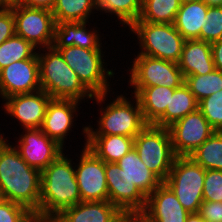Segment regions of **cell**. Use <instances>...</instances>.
<instances>
[{"mask_svg": "<svg viewBox=\"0 0 222 222\" xmlns=\"http://www.w3.org/2000/svg\"><path fill=\"white\" fill-rule=\"evenodd\" d=\"M129 70L131 87L165 86L178 88L185 78L178 63L154 58L146 55H135Z\"/></svg>", "mask_w": 222, "mask_h": 222, "instance_id": "obj_9", "label": "cell"}, {"mask_svg": "<svg viewBox=\"0 0 222 222\" xmlns=\"http://www.w3.org/2000/svg\"><path fill=\"white\" fill-rule=\"evenodd\" d=\"M199 102L222 89V71L214 69L205 75H190L184 82Z\"/></svg>", "mask_w": 222, "mask_h": 222, "instance_id": "obj_32", "label": "cell"}, {"mask_svg": "<svg viewBox=\"0 0 222 222\" xmlns=\"http://www.w3.org/2000/svg\"><path fill=\"white\" fill-rule=\"evenodd\" d=\"M108 201L125 215H139L145 208L147 197L114 162H105Z\"/></svg>", "mask_w": 222, "mask_h": 222, "instance_id": "obj_12", "label": "cell"}, {"mask_svg": "<svg viewBox=\"0 0 222 222\" xmlns=\"http://www.w3.org/2000/svg\"><path fill=\"white\" fill-rule=\"evenodd\" d=\"M97 10V0H56L52 9L55 22H88Z\"/></svg>", "mask_w": 222, "mask_h": 222, "instance_id": "obj_27", "label": "cell"}, {"mask_svg": "<svg viewBox=\"0 0 222 222\" xmlns=\"http://www.w3.org/2000/svg\"><path fill=\"white\" fill-rule=\"evenodd\" d=\"M125 214L109 201H81L63 210L58 222H118Z\"/></svg>", "mask_w": 222, "mask_h": 222, "instance_id": "obj_19", "label": "cell"}, {"mask_svg": "<svg viewBox=\"0 0 222 222\" xmlns=\"http://www.w3.org/2000/svg\"><path fill=\"white\" fill-rule=\"evenodd\" d=\"M87 22H61L55 26L54 48L78 46L84 49H102L99 30L87 29ZM102 47V48H101Z\"/></svg>", "mask_w": 222, "mask_h": 222, "instance_id": "obj_20", "label": "cell"}, {"mask_svg": "<svg viewBox=\"0 0 222 222\" xmlns=\"http://www.w3.org/2000/svg\"><path fill=\"white\" fill-rule=\"evenodd\" d=\"M79 158V163L75 165V177L81 201H108L105 162L86 145Z\"/></svg>", "mask_w": 222, "mask_h": 222, "instance_id": "obj_11", "label": "cell"}, {"mask_svg": "<svg viewBox=\"0 0 222 222\" xmlns=\"http://www.w3.org/2000/svg\"><path fill=\"white\" fill-rule=\"evenodd\" d=\"M62 153L41 171V193L36 221H48L81 202L72 159Z\"/></svg>", "mask_w": 222, "mask_h": 222, "instance_id": "obj_2", "label": "cell"}, {"mask_svg": "<svg viewBox=\"0 0 222 222\" xmlns=\"http://www.w3.org/2000/svg\"><path fill=\"white\" fill-rule=\"evenodd\" d=\"M208 6H222V0H202Z\"/></svg>", "mask_w": 222, "mask_h": 222, "instance_id": "obj_43", "label": "cell"}, {"mask_svg": "<svg viewBox=\"0 0 222 222\" xmlns=\"http://www.w3.org/2000/svg\"><path fill=\"white\" fill-rule=\"evenodd\" d=\"M205 169L189 156H176L164 183L189 213L199 212L203 202Z\"/></svg>", "mask_w": 222, "mask_h": 222, "instance_id": "obj_7", "label": "cell"}, {"mask_svg": "<svg viewBox=\"0 0 222 222\" xmlns=\"http://www.w3.org/2000/svg\"><path fill=\"white\" fill-rule=\"evenodd\" d=\"M203 201L222 202L221 170H205Z\"/></svg>", "mask_w": 222, "mask_h": 222, "instance_id": "obj_36", "label": "cell"}, {"mask_svg": "<svg viewBox=\"0 0 222 222\" xmlns=\"http://www.w3.org/2000/svg\"><path fill=\"white\" fill-rule=\"evenodd\" d=\"M118 222H141V218L139 215H125L120 221Z\"/></svg>", "mask_w": 222, "mask_h": 222, "instance_id": "obj_42", "label": "cell"}, {"mask_svg": "<svg viewBox=\"0 0 222 222\" xmlns=\"http://www.w3.org/2000/svg\"><path fill=\"white\" fill-rule=\"evenodd\" d=\"M38 50L41 90L52 99H73L81 102L83 99L85 101V98L94 99V95L82 84L59 50L53 46ZM41 50L45 53H41Z\"/></svg>", "mask_w": 222, "mask_h": 222, "instance_id": "obj_3", "label": "cell"}, {"mask_svg": "<svg viewBox=\"0 0 222 222\" xmlns=\"http://www.w3.org/2000/svg\"><path fill=\"white\" fill-rule=\"evenodd\" d=\"M198 103L194 95L190 92L189 87L183 83L180 87L175 88L173 95H170L169 106H167L164 115L154 126L170 127L187 114L197 110Z\"/></svg>", "mask_w": 222, "mask_h": 222, "instance_id": "obj_26", "label": "cell"}, {"mask_svg": "<svg viewBox=\"0 0 222 222\" xmlns=\"http://www.w3.org/2000/svg\"><path fill=\"white\" fill-rule=\"evenodd\" d=\"M189 157L205 170L222 171V131L213 132Z\"/></svg>", "mask_w": 222, "mask_h": 222, "instance_id": "obj_29", "label": "cell"}, {"mask_svg": "<svg viewBox=\"0 0 222 222\" xmlns=\"http://www.w3.org/2000/svg\"><path fill=\"white\" fill-rule=\"evenodd\" d=\"M134 149L147 168L164 182L176 158L169 129L147 125L134 138Z\"/></svg>", "mask_w": 222, "mask_h": 222, "instance_id": "obj_8", "label": "cell"}, {"mask_svg": "<svg viewBox=\"0 0 222 222\" xmlns=\"http://www.w3.org/2000/svg\"><path fill=\"white\" fill-rule=\"evenodd\" d=\"M0 134V193L4 200L39 210L41 171L28 165L14 145ZM9 142V143H8Z\"/></svg>", "mask_w": 222, "mask_h": 222, "instance_id": "obj_1", "label": "cell"}, {"mask_svg": "<svg viewBox=\"0 0 222 222\" xmlns=\"http://www.w3.org/2000/svg\"><path fill=\"white\" fill-rule=\"evenodd\" d=\"M132 95L138 99L143 117L148 125H154L169 106L170 95L175 88L165 86L133 87Z\"/></svg>", "mask_w": 222, "mask_h": 222, "instance_id": "obj_23", "label": "cell"}, {"mask_svg": "<svg viewBox=\"0 0 222 222\" xmlns=\"http://www.w3.org/2000/svg\"><path fill=\"white\" fill-rule=\"evenodd\" d=\"M180 0H142L140 20L151 23L174 24Z\"/></svg>", "mask_w": 222, "mask_h": 222, "instance_id": "obj_28", "label": "cell"}, {"mask_svg": "<svg viewBox=\"0 0 222 222\" xmlns=\"http://www.w3.org/2000/svg\"><path fill=\"white\" fill-rule=\"evenodd\" d=\"M206 24L201 29V40L209 43L222 39V6H209Z\"/></svg>", "mask_w": 222, "mask_h": 222, "instance_id": "obj_34", "label": "cell"}, {"mask_svg": "<svg viewBox=\"0 0 222 222\" xmlns=\"http://www.w3.org/2000/svg\"><path fill=\"white\" fill-rule=\"evenodd\" d=\"M85 145L104 162L119 161L134 148V138L121 135H86V126L82 130Z\"/></svg>", "mask_w": 222, "mask_h": 222, "instance_id": "obj_22", "label": "cell"}, {"mask_svg": "<svg viewBox=\"0 0 222 222\" xmlns=\"http://www.w3.org/2000/svg\"><path fill=\"white\" fill-rule=\"evenodd\" d=\"M185 222H207L198 212L190 213Z\"/></svg>", "mask_w": 222, "mask_h": 222, "instance_id": "obj_41", "label": "cell"}, {"mask_svg": "<svg viewBox=\"0 0 222 222\" xmlns=\"http://www.w3.org/2000/svg\"><path fill=\"white\" fill-rule=\"evenodd\" d=\"M9 5L4 1L0 0V11L7 8Z\"/></svg>", "mask_w": 222, "mask_h": 222, "instance_id": "obj_44", "label": "cell"}, {"mask_svg": "<svg viewBox=\"0 0 222 222\" xmlns=\"http://www.w3.org/2000/svg\"><path fill=\"white\" fill-rule=\"evenodd\" d=\"M199 0H180L181 3H190V2H195Z\"/></svg>", "mask_w": 222, "mask_h": 222, "instance_id": "obj_46", "label": "cell"}, {"mask_svg": "<svg viewBox=\"0 0 222 222\" xmlns=\"http://www.w3.org/2000/svg\"><path fill=\"white\" fill-rule=\"evenodd\" d=\"M208 7L202 0L181 3L174 26L185 40H201V29L207 21Z\"/></svg>", "mask_w": 222, "mask_h": 222, "instance_id": "obj_24", "label": "cell"}, {"mask_svg": "<svg viewBox=\"0 0 222 222\" xmlns=\"http://www.w3.org/2000/svg\"><path fill=\"white\" fill-rule=\"evenodd\" d=\"M198 213L207 222H222V202L203 201Z\"/></svg>", "mask_w": 222, "mask_h": 222, "instance_id": "obj_38", "label": "cell"}, {"mask_svg": "<svg viewBox=\"0 0 222 222\" xmlns=\"http://www.w3.org/2000/svg\"><path fill=\"white\" fill-rule=\"evenodd\" d=\"M52 98L43 90L19 94L3 100L5 113L19 121L22 129L41 128L48 103Z\"/></svg>", "mask_w": 222, "mask_h": 222, "instance_id": "obj_16", "label": "cell"}, {"mask_svg": "<svg viewBox=\"0 0 222 222\" xmlns=\"http://www.w3.org/2000/svg\"><path fill=\"white\" fill-rule=\"evenodd\" d=\"M46 222H58V221L55 218H53V219H50V220H48Z\"/></svg>", "mask_w": 222, "mask_h": 222, "instance_id": "obj_47", "label": "cell"}, {"mask_svg": "<svg viewBox=\"0 0 222 222\" xmlns=\"http://www.w3.org/2000/svg\"><path fill=\"white\" fill-rule=\"evenodd\" d=\"M22 133L17 141L18 145L15 144L14 147L33 168L42 171L64 152L63 147L50 139L40 128L23 129Z\"/></svg>", "mask_w": 222, "mask_h": 222, "instance_id": "obj_15", "label": "cell"}, {"mask_svg": "<svg viewBox=\"0 0 222 222\" xmlns=\"http://www.w3.org/2000/svg\"><path fill=\"white\" fill-rule=\"evenodd\" d=\"M56 0H20L17 4L30 8H43L52 11Z\"/></svg>", "mask_w": 222, "mask_h": 222, "instance_id": "obj_39", "label": "cell"}, {"mask_svg": "<svg viewBox=\"0 0 222 222\" xmlns=\"http://www.w3.org/2000/svg\"><path fill=\"white\" fill-rule=\"evenodd\" d=\"M168 129L176 156H189L215 132L199 109L176 121Z\"/></svg>", "mask_w": 222, "mask_h": 222, "instance_id": "obj_13", "label": "cell"}, {"mask_svg": "<svg viewBox=\"0 0 222 222\" xmlns=\"http://www.w3.org/2000/svg\"><path fill=\"white\" fill-rule=\"evenodd\" d=\"M59 50L68 66L77 74L82 84L94 95L98 106L105 103L110 93L109 80L114 77L112 69L108 70L103 59L102 49H84L78 46L55 48ZM106 67V68H105Z\"/></svg>", "mask_w": 222, "mask_h": 222, "instance_id": "obj_4", "label": "cell"}, {"mask_svg": "<svg viewBox=\"0 0 222 222\" xmlns=\"http://www.w3.org/2000/svg\"><path fill=\"white\" fill-rule=\"evenodd\" d=\"M137 35L139 49L137 55H146L178 63L185 39L174 24H162L136 20L130 27Z\"/></svg>", "mask_w": 222, "mask_h": 222, "instance_id": "obj_6", "label": "cell"}, {"mask_svg": "<svg viewBox=\"0 0 222 222\" xmlns=\"http://www.w3.org/2000/svg\"><path fill=\"white\" fill-rule=\"evenodd\" d=\"M39 90L41 87L37 53L32 58L13 62L0 70V97L2 100Z\"/></svg>", "mask_w": 222, "mask_h": 222, "instance_id": "obj_14", "label": "cell"}, {"mask_svg": "<svg viewBox=\"0 0 222 222\" xmlns=\"http://www.w3.org/2000/svg\"><path fill=\"white\" fill-rule=\"evenodd\" d=\"M36 50L30 42L15 34L0 44V70L13 62L32 58Z\"/></svg>", "mask_w": 222, "mask_h": 222, "instance_id": "obj_31", "label": "cell"}, {"mask_svg": "<svg viewBox=\"0 0 222 222\" xmlns=\"http://www.w3.org/2000/svg\"><path fill=\"white\" fill-rule=\"evenodd\" d=\"M211 51L215 69L222 71V39L211 43Z\"/></svg>", "mask_w": 222, "mask_h": 222, "instance_id": "obj_40", "label": "cell"}, {"mask_svg": "<svg viewBox=\"0 0 222 222\" xmlns=\"http://www.w3.org/2000/svg\"><path fill=\"white\" fill-rule=\"evenodd\" d=\"M9 6L13 11L16 35L37 49L53 45L56 22L50 10L30 8L17 3Z\"/></svg>", "mask_w": 222, "mask_h": 222, "instance_id": "obj_10", "label": "cell"}, {"mask_svg": "<svg viewBox=\"0 0 222 222\" xmlns=\"http://www.w3.org/2000/svg\"><path fill=\"white\" fill-rule=\"evenodd\" d=\"M198 109L215 131H222V89L199 101Z\"/></svg>", "mask_w": 222, "mask_h": 222, "instance_id": "obj_33", "label": "cell"}, {"mask_svg": "<svg viewBox=\"0 0 222 222\" xmlns=\"http://www.w3.org/2000/svg\"><path fill=\"white\" fill-rule=\"evenodd\" d=\"M178 66L184 78L190 75H205L215 69L211 43L203 40H185Z\"/></svg>", "mask_w": 222, "mask_h": 222, "instance_id": "obj_21", "label": "cell"}, {"mask_svg": "<svg viewBox=\"0 0 222 222\" xmlns=\"http://www.w3.org/2000/svg\"><path fill=\"white\" fill-rule=\"evenodd\" d=\"M80 101L73 99H51L46 108L41 130L50 139L64 148V142L74 126ZM76 114V115H75ZM68 133V134H67Z\"/></svg>", "mask_w": 222, "mask_h": 222, "instance_id": "obj_18", "label": "cell"}, {"mask_svg": "<svg viewBox=\"0 0 222 222\" xmlns=\"http://www.w3.org/2000/svg\"><path fill=\"white\" fill-rule=\"evenodd\" d=\"M15 20L10 6L0 11V44L14 36Z\"/></svg>", "mask_w": 222, "mask_h": 222, "instance_id": "obj_37", "label": "cell"}, {"mask_svg": "<svg viewBox=\"0 0 222 222\" xmlns=\"http://www.w3.org/2000/svg\"><path fill=\"white\" fill-rule=\"evenodd\" d=\"M0 222H36L34 213L27 207L2 199L0 201Z\"/></svg>", "mask_w": 222, "mask_h": 222, "instance_id": "obj_35", "label": "cell"}, {"mask_svg": "<svg viewBox=\"0 0 222 222\" xmlns=\"http://www.w3.org/2000/svg\"><path fill=\"white\" fill-rule=\"evenodd\" d=\"M128 179L148 197L162 181L141 161L136 150L131 149L116 162Z\"/></svg>", "mask_w": 222, "mask_h": 222, "instance_id": "obj_25", "label": "cell"}, {"mask_svg": "<svg viewBox=\"0 0 222 222\" xmlns=\"http://www.w3.org/2000/svg\"><path fill=\"white\" fill-rule=\"evenodd\" d=\"M123 94L101 107L98 128L86 126V135H121L135 138L148 124L146 123L138 99L132 102ZM129 100V101H128Z\"/></svg>", "mask_w": 222, "mask_h": 222, "instance_id": "obj_5", "label": "cell"}, {"mask_svg": "<svg viewBox=\"0 0 222 222\" xmlns=\"http://www.w3.org/2000/svg\"><path fill=\"white\" fill-rule=\"evenodd\" d=\"M113 14L119 23L130 27L140 18L142 0H97V11Z\"/></svg>", "mask_w": 222, "mask_h": 222, "instance_id": "obj_30", "label": "cell"}, {"mask_svg": "<svg viewBox=\"0 0 222 222\" xmlns=\"http://www.w3.org/2000/svg\"><path fill=\"white\" fill-rule=\"evenodd\" d=\"M189 214L173 191L162 182L147 197L145 208L139 216L141 222H185Z\"/></svg>", "mask_w": 222, "mask_h": 222, "instance_id": "obj_17", "label": "cell"}, {"mask_svg": "<svg viewBox=\"0 0 222 222\" xmlns=\"http://www.w3.org/2000/svg\"><path fill=\"white\" fill-rule=\"evenodd\" d=\"M8 5L18 3L20 0H4Z\"/></svg>", "mask_w": 222, "mask_h": 222, "instance_id": "obj_45", "label": "cell"}]
</instances>
